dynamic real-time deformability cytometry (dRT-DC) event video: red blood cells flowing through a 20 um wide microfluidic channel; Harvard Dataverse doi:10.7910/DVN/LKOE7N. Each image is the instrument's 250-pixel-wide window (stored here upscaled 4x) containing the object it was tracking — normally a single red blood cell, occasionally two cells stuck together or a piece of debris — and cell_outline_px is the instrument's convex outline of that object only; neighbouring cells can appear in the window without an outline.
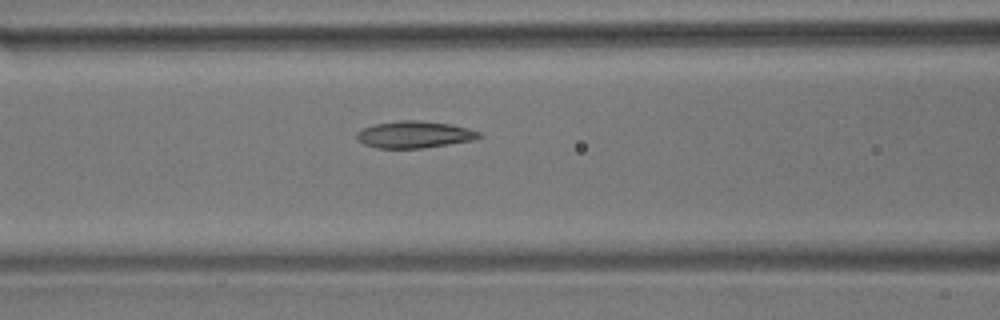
{"species": "common noctule bat (a hibernating species)", "species_latin": "Nyctalus noctula", "temperature_condition": "room temperature", "stored_images_in_passage": 4, "camera_frame_rate_fps": 3000, "um_per_image_px": 0.085, "animal": {"sex": "male", "body_mass_g": 17.9}, "frame": {"image": 1, "passage_image": 4, "time_ms": 3.667, "image_size_px": [1000, 320], "cell_outline_px": [[484, 136], [472, 140], [424, 148], [376, 148], [364, 144], [356, 140], [356, 132], [364, 128], [376, 124], [400, 120], [416, 120], [452, 124], [468, 128], [480, 132]], "centroid_in_image_um": [35.22, 11.44], "position_along_channel_um": 131.4, "area_um2": 19.19}}